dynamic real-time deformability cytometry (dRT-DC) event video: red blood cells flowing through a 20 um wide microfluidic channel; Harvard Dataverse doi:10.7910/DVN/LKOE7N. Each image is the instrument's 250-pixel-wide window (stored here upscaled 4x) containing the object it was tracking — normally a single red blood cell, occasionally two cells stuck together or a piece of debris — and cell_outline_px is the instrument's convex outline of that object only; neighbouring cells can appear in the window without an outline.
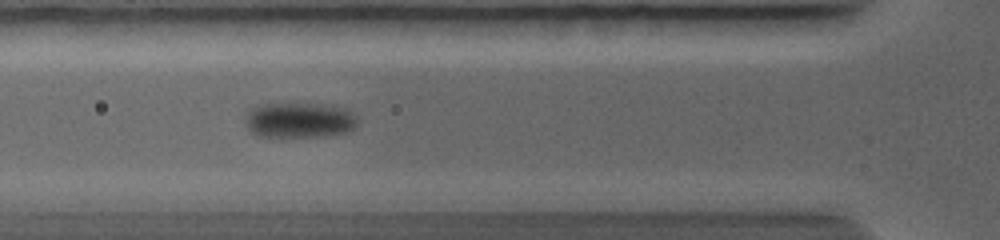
{"species": "common noctule bat (a hibernating species)", "species_latin": "Nyctalus noctula", "temperature_condition": "warm", "stored_images_in_passage": 8, "camera_frame_rate_fps": 5000, "um_per_image_px": 0.085, "animal": {"sex": "female", "body_mass_g": 19.0, "forearm_length_mm": 56.7}, "frame": {"image": 1, "passage_image": 6, "time_ms": 3.2, "image_size_px": [1000, 240], "cell_outline_px": [[356, 128], [348, 132], [320, 136], [260, 136], [252, 132], [244, 124], [248, 112], [252, 108], [260, 104], [332, 104], [344, 108], [356, 116]], "centroid_in_image_um": [25.46, 10.2], "position_along_channel_um": 100.3, "area_um2": 23.0}}
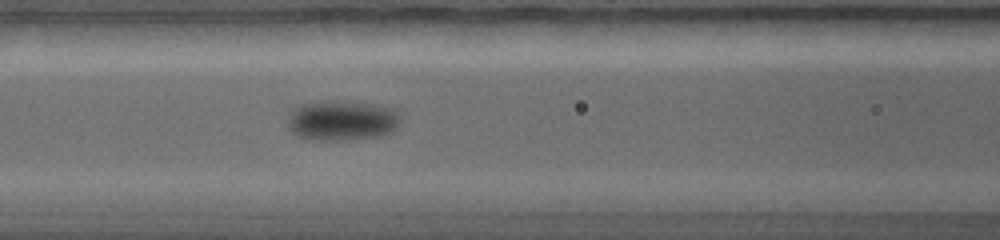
{"frame": {"image": 2, "passage_image": 7, "time_ms": 4.0, "image_size_px": [1000, 240], "cell_outline_px": [[400, 120], [396, 128], [392, 132], [376, 136], [336, 140], [316, 140], [296, 136], [288, 128], [288, 116], [292, 108], [300, 104], [320, 100], [336, 100], [376, 104], [388, 108], [396, 112]], "centroid_in_image_um": [28.98, 10.22], "position_along_channel_um": 137.6, "area_um2": 26.47}}
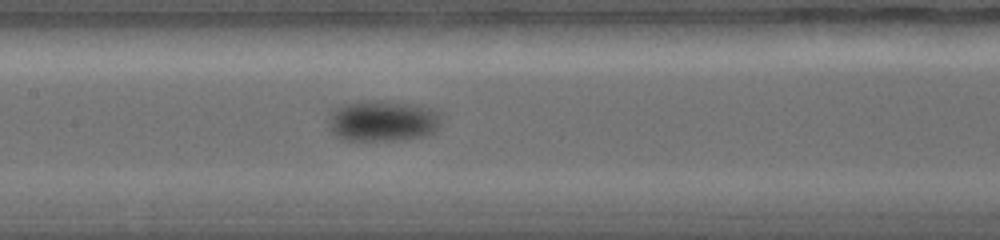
{"frame": {"image": 3, "passage_image": 8, "time_ms": 4.8, "image_size_px": [1000, 240], "cell_outline_px": [[440, 120], [436, 128], [432, 132], [424, 136], [404, 140], [344, 140], [336, 136], [332, 132], [328, 124], [328, 116], [336, 108], [344, 104], [368, 100], [388, 100], [420, 104], [432, 108], [440, 112]], "centroid_in_image_um": [32.54, 10.25], "position_along_channel_um": 174.9, "area_um2": 27.4}}